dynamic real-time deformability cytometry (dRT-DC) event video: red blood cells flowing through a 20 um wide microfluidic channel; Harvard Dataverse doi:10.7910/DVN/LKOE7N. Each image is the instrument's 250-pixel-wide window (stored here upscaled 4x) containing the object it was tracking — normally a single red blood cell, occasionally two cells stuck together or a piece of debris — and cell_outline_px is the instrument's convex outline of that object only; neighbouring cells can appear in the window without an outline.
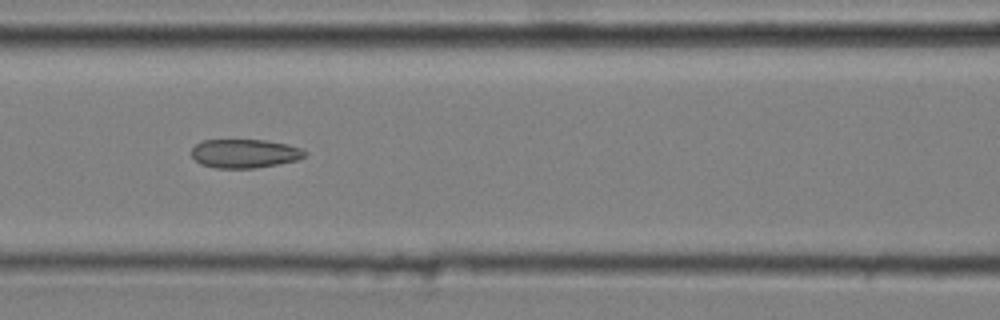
{"species": "common noctule bat (a hibernating species)", "species_latin": "Nyctalus noctula", "temperature_condition": "cold", "stored_images_in_passage": 10, "camera_frame_rate_fps": 3000, "um_per_image_px": 0.085, "animal": {"sex": "male", "body_mass_g": 20.4}, "frame": {"image": 1, "passage_image": 4, "time_ms": 1.0, "image_size_px": [1000, 320], "cell_outline_px": [[308, 152], [304, 156], [296, 160], [256, 168], [216, 168], [200, 164], [192, 156], [192, 148], [196, 144], [204, 140], [264, 140], [288, 144], [300, 148]], "centroid_in_image_um": [20.79, 13.05], "position_along_channel_um": 145.8, "area_um2": 18.9}}
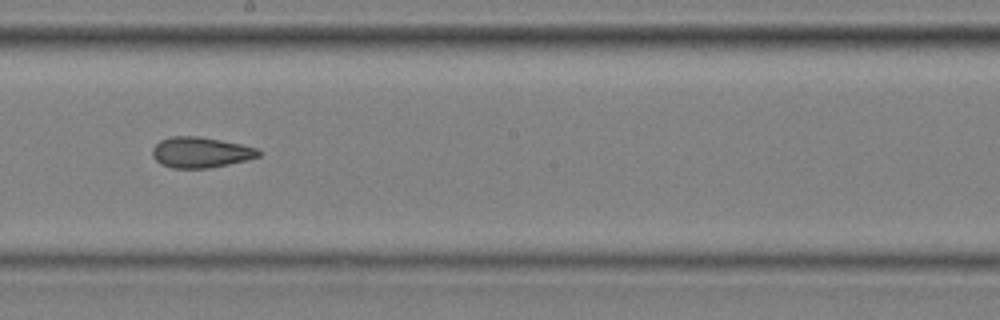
{"frame": {"image": 2, "passage_image": 6, "time_ms": 1.667, "image_size_px": [1000, 320], "cell_outline_px": [[264, 152], [260, 156], [228, 164], [208, 168], [172, 168], [160, 164], [152, 156], [152, 148], [160, 140], [172, 136], [200, 136], [240, 144], [256, 148]], "centroid_in_image_um": [17.03, 12.95], "position_along_channel_um": 231.2, "area_um2": 18.96}}
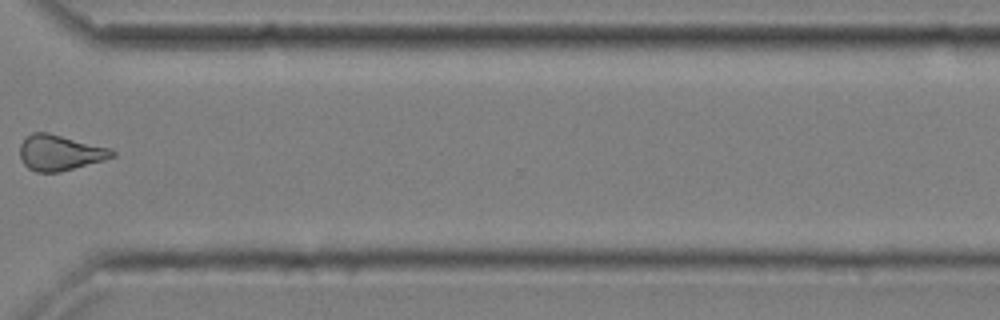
{"frame": {"image": 3, "passage_image": 9, "time_ms": 2.667, "image_size_px": [1000, 320], "cell_outline_px": [[116, 156], [104, 160], [60, 172], [36, 172], [28, 168], [24, 164], [20, 156], [20, 144], [32, 132], [48, 132], [108, 148], [116, 152]], "centroid_in_image_um": [5.08, 12.98], "position_along_channel_um": 365.5, "area_um2": 18.96}}